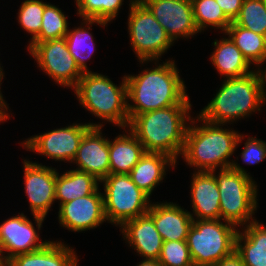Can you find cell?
Listing matches in <instances>:
<instances>
[{"mask_svg": "<svg viewBox=\"0 0 266 266\" xmlns=\"http://www.w3.org/2000/svg\"><path fill=\"white\" fill-rule=\"evenodd\" d=\"M156 62V67H151L153 69L147 68L136 75H125L129 120L147 111L174 105H191L186 93L187 87L175 61L169 58L163 64Z\"/></svg>", "mask_w": 266, "mask_h": 266, "instance_id": "cell-1", "label": "cell"}, {"mask_svg": "<svg viewBox=\"0 0 266 266\" xmlns=\"http://www.w3.org/2000/svg\"><path fill=\"white\" fill-rule=\"evenodd\" d=\"M191 106L174 105L134 115L127 128L145 152L163 153L177 162L184 147L187 123L192 119Z\"/></svg>", "mask_w": 266, "mask_h": 266, "instance_id": "cell-2", "label": "cell"}, {"mask_svg": "<svg viewBox=\"0 0 266 266\" xmlns=\"http://www.w3.org/2000/svg\"><path fill=\"white\" fill-rule=\"evenodd\" d=\"M197 121L202 125H196ZM190 122L180 155L187 165L195 167L196 171L207 172L231 168L234 160L230 157L245 135L223 128V124L208 122L199 115L192 117Z\"/></svg>", "mask_w": 266, "mask_h": 266, "instance_id": "cell-3", "label": "cell"}, {"mask_svg": "<svg viewBox=\"0 0 266 266\" xmlns=\"http://www.w3.org/2000/svg\"><path fill=\"white\" fill-rule=\"evenodd\" d=\"M213 99L199 112L204 120L214 124H233L258 112L264 104L262 83L257 68L247 75L225 78Z\"/></svg>", "mask_w": 266, "mask_h": 266, "instance_id": "cell-4", "label": "cell"}, {"mask_svg": "<svg viewBox=\"0 0 266 266\" xmlns=\"http://www.w3.org/2000/svg\"><path fill=\"white\" fill-rule=\"evenodd\" d=\"M72 90L80 105L90 111V114L127 131L129 115L125 76L117 86L108 76L92 71L86 72Z\"/></svg>", "mask_w": 266, "mask_h": 266, "instance_id": "cell-5", "label": "cell"}, {"mask_svg": "<svg viewBox=\"0 0 266 266\" xmlns=\"http://www.w3.org/2000/svg\"><path fill=\"white\" fill-rule=\"evenodd\" d=\"M219 170L217 175L210 172L219 189L221 220L239 228L252 223L258 207L257 183L235 160L231 168Z\"/></svg>", "mask_w": 266, "mask_h": 266, "instance_id": "cell-6", "label": "cell"}, {"mask_svg": "<svg viewBox=\"0 0 266 266\" xmlns=\"http://www.w3.org/2000/svg\"><path fill=\"white\" fill-rule=\"evenodd\" d=\"M236 226L219 220L193 219L187 235V246L194 266H214L235 251Z\"/></svg>", "mask_w": 266, "mask_h": 266, "instance_id": "cell-7", "label": "cell"}, {"mask_svg": "<svg viewBox=\"0 0 266 266\" xmlns=\"http://www.w3.org/2000/svg\"><path fill=\"white\" fill-rule=\"evenodd\" d=\"M129 6L128 33L135 57L140 64L161 60L174 42L140 0H130Z\"/></svg>", "mask_w": 266, "mask_h": 266, "instance_id": "cell-8", "label": "cell"}, {"mask_svg": "<svg viewBox=\"0 0 266 266\" xmlns=\"http://www.w3.org/2000/svg\"><path fill=\"white\" fill-rule=\"evenodd\" d=\"M103 183L107 222L121 227L126 221L147 214L150 197L137 187L129 174H109Z\"/></svg>", "mask_w": 266, "mask_h": 266, "instance_id": "cell-9", "label": "cell"}, {"mask_svg": "<svg viewBox=\"0 0 266 266\" xmlns=\"http://www.w3.org/2000/svg\"><path fill=\"white\" fill-rule=\"evenodd\" d=\"M30 56L38 68L62 87L73 89L84 74L70 54L65 37L44 42H29Z\"/></svg>", "mask_w": 266, "mask_h": 266, "instance_id": "cell-10", "label": "cell"}, {"mask_svg": "<svg viewBox=\"0 0 266 266\" xmlns=\"http://www.w3.org/2000/svg\"><path fill=\"white\" fill-rule=\"evenodd\" d=\"M98 123H73L62 128L33 135L21 142L23 147L31 152L46 156L55 161L72 162L77 154L81 139L90 127H103Z\"/></svg>", "mask_w": 266, "mask_h": 266, "instance_id": "cell-11", "label": "cell"}, {"mask_svg": "<svg viewBox=\"0 0 266 266\" xmlns=\"http://www.w3.org/2000/svg\"><path fill=\"white\" fill-rule=\"evenodd\" d=\"M34 223L22 212L0 225V262L4 265L12 257L43 248L49 240L40 239L39 231L45 217L33 215Z\"/></svg>", "mask_w": 266, "mask_h": 266, "instance_id": "cell-12", "label": "cell"}, {"mask_svg": "<svg viewBox=\"0 0 266 266\" xmlns=\"http://www.w3.org/2000/svg\"><path fill=\"white\" fill-rule=\"evenodd\" d=\"M159 21L173 42L200 33L194 21L192 1L140 0Z\"/></svg>", "mask_w": 266, "mask_h": 266, "instance_id": "cell-13", "label": "cell"}, {"mask_svg": "<svg viewBox=\"0 0 266 266\" xmlns=\"http://www.w3.org/2000/svg\"><path fill=\"white\" fill-rule=\"evenodd\" d=\"M24 189L31 215L47 216L55 200L57 169L23 160Z\"/></svg>", "mask_w": 266, "mask_h": 266, "instance_id": "cell-14", "label": "cell"}, {"mask_svg": "<svg viewBox=\"0 0 266 266\" xmlns=\"http://www.w3.org/2000/svg\"><path fill=\"white\" fill-rule=\"evenodd\" d=\"M58 222L73 232L95 229L107 221L103 193L99 189L88 196L76 198L59 206Z\"/></svg>", "mask_w": 266, "mask_h": 266, "instance_id": "cell-15", "label": "cell"}, {"mask_svg": "<svg viewBox=\"0 0 266 266\" xmlns=\"http://www.w3.org/2000/svg\"><path fill=\"white\" fill-rule=\"evenodd\" d=\"M103 127H90L80 141L77 154L71 163L76 170L87 172L99 181L110 174L109 139L102 136Z\"/></svg>", "mask_w": 266, "mask_h": 266, "instance_id": "cell-16", "label": "cell"}, {"mask_svg": "<svg viewBox=\"0 0 266 266\" xmlns=\"http://www.w3.org/2000/svg\"><path fill=\"white\" fill-rule=\"evenodd\" d=\"M190 184L193 219H221L220 194L217 182L211 172L194 171ZM196 217V218H195Z\"/></svg>", "mask_w": 266, "mask_h": 266, "instance_id": "cell-17", "label": "cell"}, {"mask_svg": "<svg viewBox=\"0 0 266 266\" xmlns=\"http://www.w3.org/2000/svg\"><path fill=\"white\" fill-rule=\"evenodd\" d=\"M147 214L153 219L163 241L187 239L193 222L188 210L173 202H153Z\"/></svg>", "mask_w": 266, "mask_h": 266, "instance_id": "cell-18", "label": "cell"}, {"mask_svg": "<svg viewBox=\"0 0 266 266\" xmlns=\"http://www.w3.org/2000/svg\"><path fill=\"white\" fill-rule=\"evenodd\" d=\"M120 229L124 240L142 259L158 260L164 241L148 214L126 221Z\"/></svg>", "mask_w": 266, "mask_h": 266, "instance_id": "cell-19", "label": "cell"}, {"mask_svg": "<svg viewBox=\"0 0 266 266\" xmlns=\"http://www.w3.org/2000/svg\"><path fill=\"white\" fill-rule=\"evenodd\" d=\"M73 249L51 240L39 250L12 257L3 266H78L79 259Z\"/></svg>", "mask_w": 266, "mask_h": 266, "instance_id": "cell-20", "label": "cell"}, {"mask_svg": "<svg viewBox=\"0 0 266 266\" xmlns=\"http://www.w3.org/2000/svg\"><path fill=\"white\" fill-rule=\"evenodd\" d=\"M176 161L163 153L145 152L129 173L131 180L149 197L165 178L167 168H175Z\"/></svg>", "mask_w": 266, "mask_h": 266, "instance_id": "cell-21", "label": "cell"}, {"mask_svg": "<svg viewBox=\"0 0 266 266\" xmlns=\"http://www.w3.org/2000/svg\"><path fill=\"white\" fill-rule=\"evenodd\" d=\"M212 44L215 50L210 55L212 66L224 79L241 77L254 71L250 69L252 65L229 37L215 39Z\"/></svg>", "mask_w": 266, "mask_h": 266, "instance_id": "cell-22", "label": "cell"}, {"mask_svg": "<svg viewBox=\"0 0 266 266\" xmlns=\"http://www.w3.org/2000/svg\"><path fill=\"white\" fill-rule=\"evenodd\" d=\"M241 229L236 236L235 251L244 265L266 266V226L255 220Z\"/></svg>", "mask_w": 266, "mask_h": 266, "instance_id": "cell-23", "label": "cell"}, {"mask_svg": "<svg viewBox=\"0 0 266 266\" xmlns=\"http://www.w3.org/2000/svg\"><path fill=\"white\" fill-rule=\"evenodd\" d=\"M114 140H109L110 174H129L145 154L144 146L128 129ZM129 132V133H128Z\"/></svg>", "mask_w": 266, "mask_h": 266, "instance_id": "cell-24", "label": "cell"}, {"mask_svg": "<svg viewBox=\"0 0 266 266\" xmlns=\"http://www.w3.org/2000/svg\"><path fill=\"white\" fill-rule=\"evenodd\" d=\"M100 181L87 172L70 169L56 175L55 200L59 201V206L76 198L88 196L95 193L99 188Z\"/></svg>", "mask_w": 266, "mask_h": 266, "instance_id": "cell-25", "label": "cell"}, {"mask_svg": "<svg viewBox=\"0 0 266 266\" xmlns=\"http://www.w3.org/2000/svg\"><path fill=\"white\" fill-rule=\"evenodd\" d=\"M84 24V25H83ZM93 24L105 27L108 23L101 20L82 19L81 26L68 29L65 36L70 54L75 59L78 67L83 73L90 72L87 66V60L95 52V43L93 35L89 32ZM91 25V26H90Z\"/></svg>", "mask_w": 266, "mask_h": 266, "instance_id": "cell-26", "label": "cell"}, {"mask_svg": "<svg viewBox=\"0 0 266 266\" xmlns=\"http://www.w3.org/2000/svg\"><path fill=\"white\" fill-rule=\"evenodd\" d=\"M224 34L234 42L251 65H256L257 69L264 68L261 65L266 63V36L256 34L234 22H231Z\"/></svg>", "mask_w": 266, "mask_h": 266, "instance_id": "cell-27", "label": "cell"}, {"mask_svg": "<svg viewBox=\"0 0 266 266\" xmlns=\"http://www.w3.org/2000/svg\"><path fill=\"white\" fill-rule=\"evenodd\" d=\"M192 7L194 21L200 33L209 26L221 29L224 33L231 24L216 0H193Z\"/></svg>", "mask_w": 266, "mask_h": 266, "instance_id": "cell-28", "label": "cell"}, {"mask_svg": "<svg viewBox=\"0 0 266 266\" xmlns=\"http://www.w3.org/2000/svg\"><path fill=\"white\" fill-rule=\"evenodd\" d=\"M68 16L55 5L48 3L43 11L40 33L31 42H44L65 37L69 23Z\"/></svg>", "mask_w": 266, "mask_h": 266, "instance_id": "cell-29", "label": "cell"}, {"mask_svg": "<svg viewBox=\"0 0 266 266\" xmlns=\"http://www.w3.org/2000/svg\"><path fill=\"white\" fill-rule=\"evenodd\" d=\"M124 0H75L77 15L82 19L110 23L116 19Z\"/></svg>", "mask_w": 266, "mask_h": 266, "instance_id": "cell-30", "label": "cell"}, {"mask_svg": "<svg viewBox=\"0 0 266 266\" xmlns=\"http://www.w3.org/2000/svg\"><path fill=\"white\" fill-rule=\"evenodd\" d=\"M233 22L266 36V0H244L240 13Z\"/></svg>", "mask_w": 266, "mask_h": 266, "instance_id": "cell-31", "label": "cell"}, {"mask_svg": "<svg viewBox=\"0 0 266 266\" xmlns=\"http://www.w3.org/2000/svg\"><path fill=\"white\" fill-rule=\"evenodd\" d=\"M47 4L42 0H24L22 2L17 13V20L20 27L32 36L28 42H31L40 33L42 15Z\"/></svg>", "mask_w": 266, "mask_h": 266, "instance_id": "cell-32", "label": "cell"}, {"mask_svg": "<svg viewBox=\"0 0 266 266\" xmlns=\"http://www.w3.org/2000/svg\"><path fill=\"white\" fill-rule=\"evenodd\" d=\"M158 260L162 266H194L186 240L164 241Z\"/></svg>", "mask_w": 266, "mask_h": 266, "instance_id": "cell-33", "label": "cell"}, {"mask_svg": "<svg viewBox=\"0 0 266 266\" xmlns=\"http://www.w3.org/2000/svg\"><path fill=\"white\" fill-rule=\"evenodd\" d=\"M240 156L247 165L261 163L266 159V142L255 136H249L244 143V149Z\"/></svg>", "mask_w": 266, "mask_h": 266, "instance_id": "cell-34", "label": "cell"}, {"mask_svg": "<svg viewBox=\"0 0 266 266\" xmlns=\"http://www.w3.org/2000/svg\"><path fill=\"white\" fill-rule=\"evenodd\" d=\"M244 0H216L225 16L233 22L240 13Z\"/></svg>", "mask_w": 266, "mask_h": 266, "instance_id": "cell-35", "label": "cell"}, {"mask_svg": "<svg viewBox=\"0 0 266 266\" xmlns=\"http://www.w3.org/2000/svg\"><path fill=\"white\" fill-rule=\"evenodd\" d=\"M214 266H245V265L243 263L241 256L236 251H234L229 256L221 259Z\"/></svg>", "mask_w": 266, "mask_h": 266, "instance_id": "cell-36", "label": "cell"}, {"mask_svg": "<svg viewBox=\"0 0 266 266\" xmlns=\"http://www.w3.org/2000/svg\"><path fill=\"white\" fill-rule=\"evenodd\" d=\"M9 106L7 102H5L2 93H0V123L7 121V119H10V113L9 111Z\"/></svg>", "mask_w": 266, "mask_h": 266, "instance_id": "cell-37", "label": "cell"}, {"mask_svg": "<svg viewBox=\"0 0 266 266\" xmlns=\"http://www.w3.org/2000/svg\"><path fill=\"white\" fill-rule=\"evenodd\" d=\"M259 71L260 74V78H261V83H262V97H263V101H264V105L266 104V68L265 69H261L258 68L257 69Z\"/></svg>", "mask_w": 266, "mask_h": 266, "instance_id": "cell-38", "label": "cell"}, {"mask_svg": "<svg viewBox=\"0 0 266 266\" xmlns=\"http://www.w3.org/2000/svg\"><path fill=\"white\" fill-rule=\"evenodd\" d=\"M137 266H162L159 260L143 259Z\"/></svg>", "mask_w": 266, "mask_h": 266, "instance_id": "cell-39", "label": "cell"}, {"mask_svg": "<svg viewBox=\"0 0 266 266\" xmlns=\"http://www.w3.org/2000/svg\"><path fill=\"white\" fill-rule=\"evenodd\" d=\"M1 65V64H0ZM4 72H3V69H2V67L0 66V93H2L1 92V84H2V79L4 78Z\"/></svg>", "mask_w": 266, "mask_h": 266, "instance_id": "cell-40", "label": "cell"}]
</instances>
